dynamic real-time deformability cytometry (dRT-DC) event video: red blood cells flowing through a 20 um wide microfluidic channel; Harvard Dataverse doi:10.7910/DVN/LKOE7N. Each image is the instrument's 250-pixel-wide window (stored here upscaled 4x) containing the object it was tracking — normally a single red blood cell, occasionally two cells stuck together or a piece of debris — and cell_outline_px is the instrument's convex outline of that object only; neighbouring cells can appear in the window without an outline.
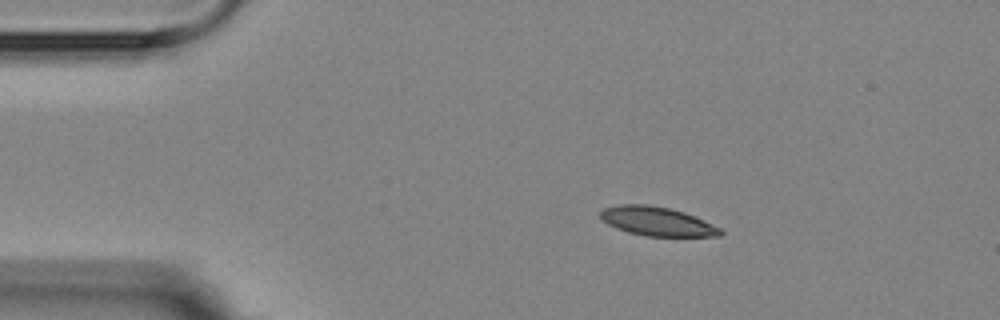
{"species": "Egyptian fruit bat (a non-hibernating species)", "species_latin": "Rousettus aegyptiacus", "temperature_condition": "room temperature", "stored_images_in_passage": 6, "camera_frame_rate_fps": 3000, "um_per_image_px": 0.085, "animal": {"sex": "female"}, "frame": {"image": 1, "passage_image": 3, "time_ms": 2.333, "image_size_px": [1000, 320], "cell_outline_px": [[724, 232], [720, 236], [644, 236], [628, 232], [616, 228], [600, 220], [600, 212], [604, 208], [620, 204], [648, 204], [668, 208], [684, 212], [704, 220], [720, 228]], "centroid_in_image_um": [55.82, 18.81], "position_along_channel_um": 29.2, "area_um2": 20.29}}
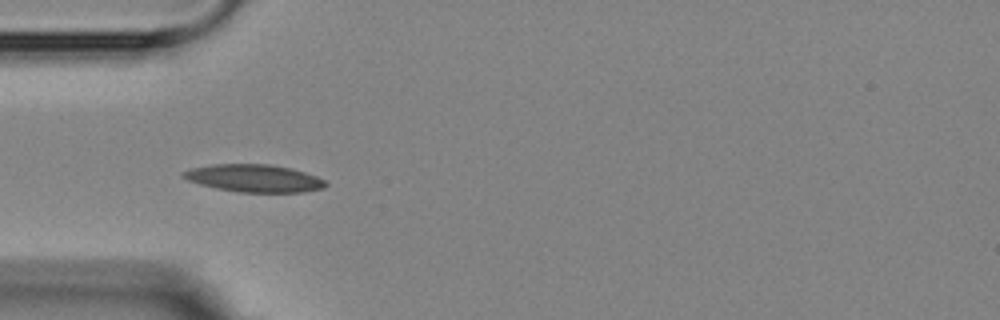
{"frame": {"image": 2, "passage_image": 5, "time_ms": 4.667, "image_size_px": [1000, 320], "cell_outline_px": [[328, 184], [324, 188], [304, 192], [240, 192], [216, 188], [200, 184], [188, 180], [180, 176], [180, 172], [192, 168], [212, 164], [268, 164], [288, 168], [304, 172], [316, 176], [324, 180]], "centroid_in_image_um": [21.57, 15.15], "position_along_channel_um": 63.4, "area_um2": 22.77}}
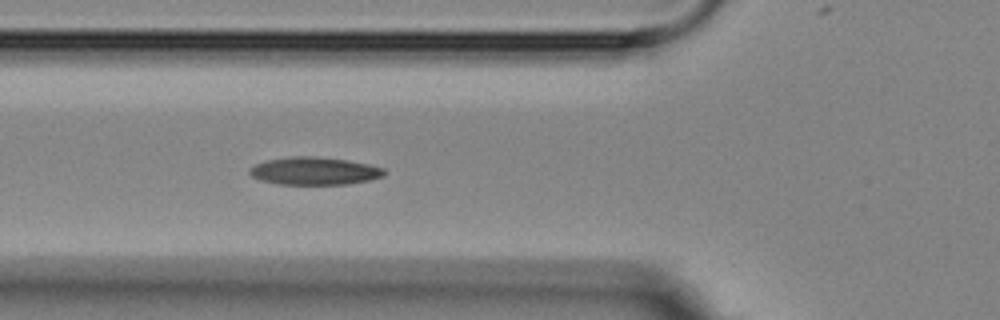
{"frame": {"image": 3, "passage_image": 6, "time_ms": 5.667, "image_size_px": [1000, 320], "cell_outline_px": [[384, 176], [368, 180], [348, 184], [280, 184], [260, 180], [252, 176], [248, 172], [256, 164], [268, 160], [292, 156], [312, 156], [348, 160], [368, 164], [384, 168]], "centroid_in_image_um": [26.73, 14.53], "position_along_channel_um": 99.1, "area_um2": 21.5}}